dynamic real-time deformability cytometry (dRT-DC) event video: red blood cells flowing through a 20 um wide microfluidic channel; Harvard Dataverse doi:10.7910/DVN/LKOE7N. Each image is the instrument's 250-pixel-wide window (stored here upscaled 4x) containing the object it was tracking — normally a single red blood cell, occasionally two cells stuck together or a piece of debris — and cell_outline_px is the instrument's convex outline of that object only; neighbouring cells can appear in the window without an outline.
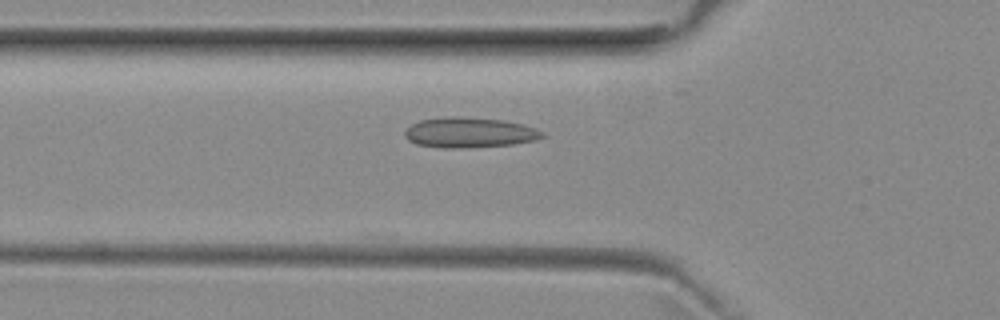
{"species": "common noctule bat (a hibernating species)", "species_latin": "Nyctalus noctula", "temperature_condition": "room temperature", "stored_images_in_passage": 5, "camera_frame_rate_fps": 3000, "um_per_image_px": 0.085, "animal": {"sex": "female", "body_mass_g": 29.2, "forearm_length_mm": 56.3}, "frame": {"image": 1, "passage_image": 5, "time_ms": 1.333, "image_size_px": [1000, 320], "cell_outline_px": [[544, 136], [536, 140], [512, 144], [468, 148], [440, 148], [416, 144], [408, 140], [404, 136], [404, 128], [420, 120], [448, 116], [456, 116], [504, 120], [524, 124], [536, 128], [544, 132]], "centroid_in_image_um": [39.88, 11.27], "position_along_channel_um": 85.9, "area_um2": 24.57}}